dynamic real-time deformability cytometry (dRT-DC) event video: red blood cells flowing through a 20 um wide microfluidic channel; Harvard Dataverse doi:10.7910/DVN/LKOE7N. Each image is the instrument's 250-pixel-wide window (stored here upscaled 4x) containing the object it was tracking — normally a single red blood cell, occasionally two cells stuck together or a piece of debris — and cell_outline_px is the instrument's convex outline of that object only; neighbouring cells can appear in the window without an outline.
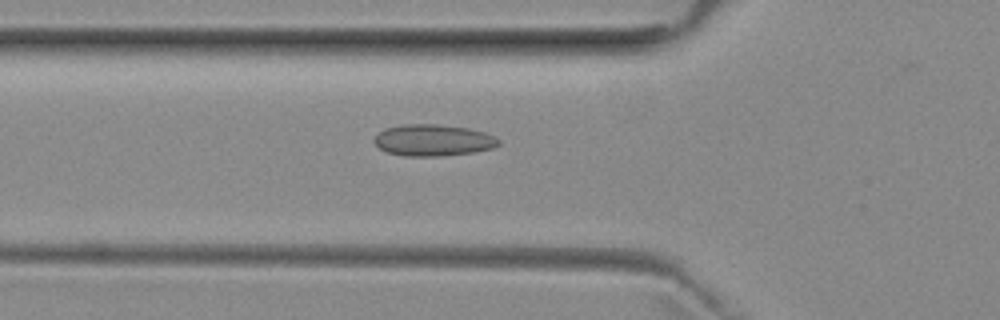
{"species": "common noctule bat (a hibernating species)", "species_latin": "Nyctalus noctula", "temperature_condition": "room temperature", "stored_images_in_passage": 52, "camera_frame_rate_fps": 3000, "um_per_image_px": 0.085, "animal": {"sex": "female", "body_mass_g": 29.2, "forearm_length_mm": 56.3}, "frame": {"image": 1, "passage_image": 18, "time_ms": 5.667, "image_size_px": [1000, 320], "cell_outline_px": [[500, 144], [492, 148], [472, 152], [444, 156], [404, 156], [388, 152], [380, 148], [372, 140], [384, 128], [400, 124], [436, 124], [468, 128], [484, 132], [496, 136], [500, 140]], "centroid_in_image_um": [36.82, 11.91], "position_along_channel_um": 89.0, "area_um2": 22.95}}
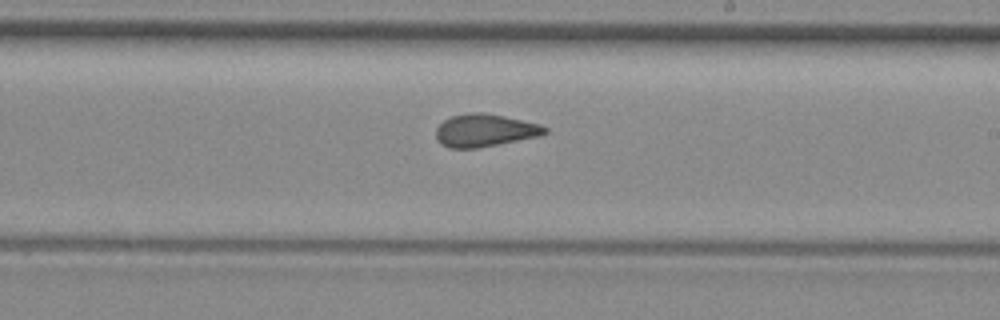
{"frame": {"image": 2, "passage_image": 30, "time_ms": 9.667, "image_size_px": [1000, 320], "cell_outline_px": [[548, 132], [540, 136], [476, 148], [448, 148], [440, 144], [436, 140], [436, 128], [444, 120], [452, 116], [472, 112], [484, 112], [504, 116], [540, 124], [548, 128]], "centroid_in_image_um": [41.2, 11.08], "position_along_channel_um": 247.8, "area_um2": 20.75}}
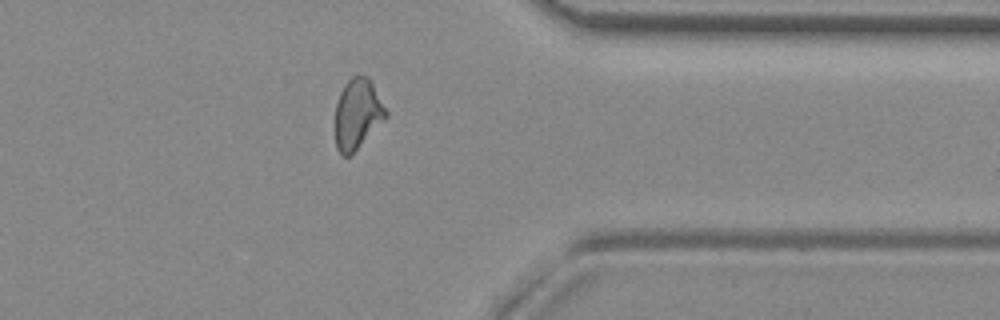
{"frame": {"image": 3, "passage_image": 41, "time_ms": 13.333, "image_size_px": [1000, 320], "cell_outline_px": [[388, 116], [348, 156], [344, 156], [336, 148], [336, 104], [340, 92], [344, 84], [352, 76], [368, 76], [388, 112]], "centroid_in_image_um": [30.38, 9.64], "position_along_channel_um": 381.0, "area_um2": 20.23}, "authors_computed_cell_mechanics": {"area_um2": 21.097, "velocity_mm_per_s": 3.9678, "shape_relaxation_time_tau1_ms": null, "shape_relaxation_time_tau2_ms": 1.504, "deformation_change_tau1": null, "deformation_change_tau2": 0.0808}}